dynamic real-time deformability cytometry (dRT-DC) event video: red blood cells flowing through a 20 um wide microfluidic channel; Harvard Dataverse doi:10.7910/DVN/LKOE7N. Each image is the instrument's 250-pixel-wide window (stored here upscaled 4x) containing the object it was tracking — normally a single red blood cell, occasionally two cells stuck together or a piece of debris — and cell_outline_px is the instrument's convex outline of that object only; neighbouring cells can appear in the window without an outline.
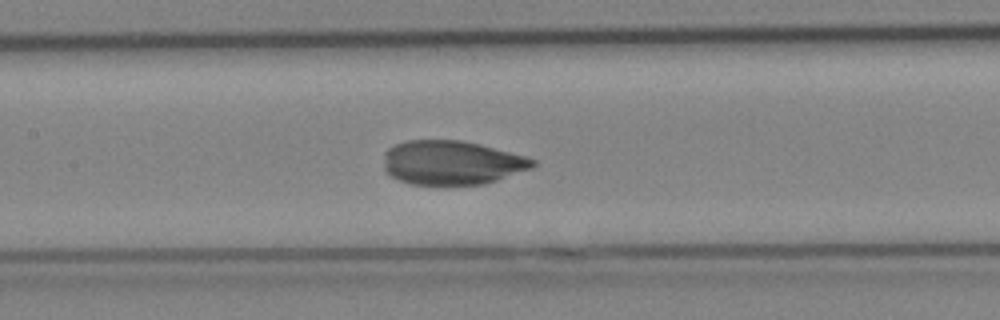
{"species": "Egyptian fruit bat (a non-hibernating species)", "species_latin": "Rousettus aegyptiacus", "temperature_condition": "cold", "stored_images_in_passage": 21, "camera_frame_rate_fps": 3000, "um_per_image_px": 0.085, "animal": {"sex": "female"}, "frame": {"image": 1, "passage_image": 13, "time_ms": 4.0, "image_size_px": [1000, 320], "cell_outline_px": [[536, 164], [532, 168], [484, 184], [412, 184], [400, 180], [392, 176], [384, 168], [384, 152], [388, 148], [396, 144], [408, 140], [460, 140], [480, 144], [524, 156], [536, 160]], "centroid_in_image_um": [38.39, 13.81], "position_along_channel_um": 169.0, "area_um2": 37.97}}
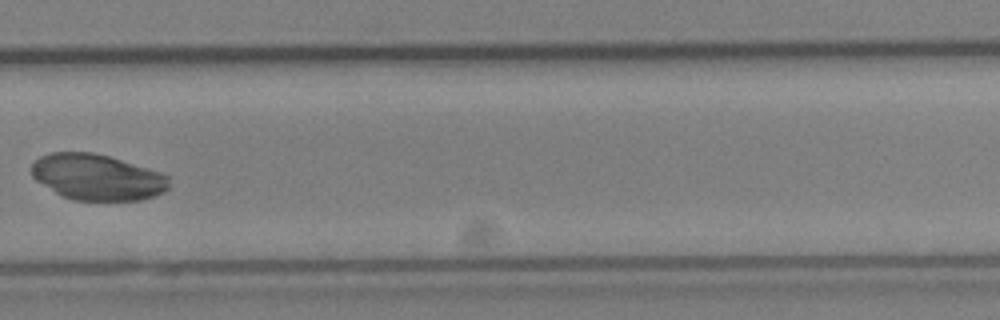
{"frame": {"image": 2, "passage_image": 20, "time_ms": 6.333, "image_size_px": [1000, 320], "cell_outline_px": [[168, 188], [164, 192], [156, 196], [140, 200], [72, 200], [56, 192], [36, 180], [32, 176], [28, 168], [40, 156], [52, 152], [92, 152], [108, 156], [160, 172], [168, 176]], "centroid_in_image_um": [8.24, 15.06], "position_along_channel_um": 321.6, "area_um2": 36.7}}